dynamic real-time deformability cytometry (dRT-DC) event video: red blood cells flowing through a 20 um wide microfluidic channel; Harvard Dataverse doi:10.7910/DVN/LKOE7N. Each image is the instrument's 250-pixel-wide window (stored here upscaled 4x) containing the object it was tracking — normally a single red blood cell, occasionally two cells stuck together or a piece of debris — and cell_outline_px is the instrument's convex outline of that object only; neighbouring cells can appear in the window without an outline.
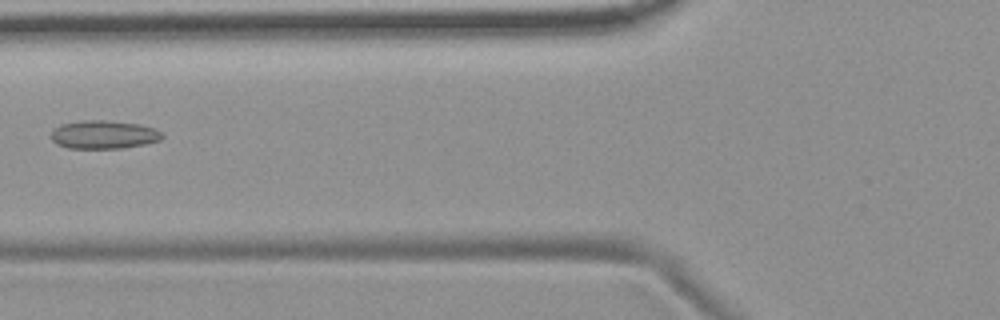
{"species": "common noctule bat (a hibernating species)", "species_latin": "Nyctalus noctula", "temperature_condition": "room temperature", "stored_images_in_passage": 6, "camera_frame_rate_fps": 3000, "um_per_image_px": 0.085, "animal": {"sex": "female", "body_mass_g": 19.9}, "frame": {"image": 1, "passage_image": 5, "time_ms": 5.667, "image_size_px": [1000, 320], "cell_outline_px": [[164, 136], [160, 140], [144, 144], [120, 148], [68, 148], [56, 144], [52, 140], [52, 132], [60, 124], [84, 120], [104, 120], [140, 124], [152, 128], [160, 132]], "centroid_in_image_um": [8.8, 11.44], "position_along_channel_um": 117.0, "area_um2": 18.15}}
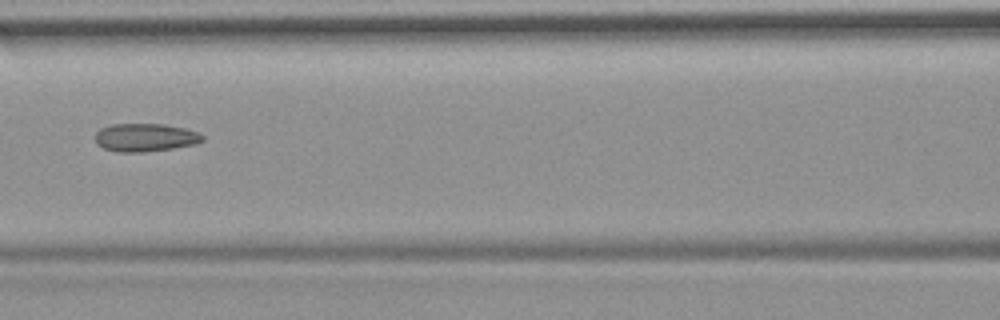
{"frame": {"image": 2, "passage_image": 6, "time_ms": 6.667, "image_size_px": [1000, 320], "cell_outline_px": [[204, 140], [196, 144], [172, 148], [144, 152], [116, 152], [104, 148], [96, 144], [96, 132], [100, 128], [112, 124], [164, 124], [184, 128], [200, 132], [204, 136]], "centroid_in_image_um": [12.36, 11.68], "position_along_channel_um": 154.2, "area_um2": 17.69}}